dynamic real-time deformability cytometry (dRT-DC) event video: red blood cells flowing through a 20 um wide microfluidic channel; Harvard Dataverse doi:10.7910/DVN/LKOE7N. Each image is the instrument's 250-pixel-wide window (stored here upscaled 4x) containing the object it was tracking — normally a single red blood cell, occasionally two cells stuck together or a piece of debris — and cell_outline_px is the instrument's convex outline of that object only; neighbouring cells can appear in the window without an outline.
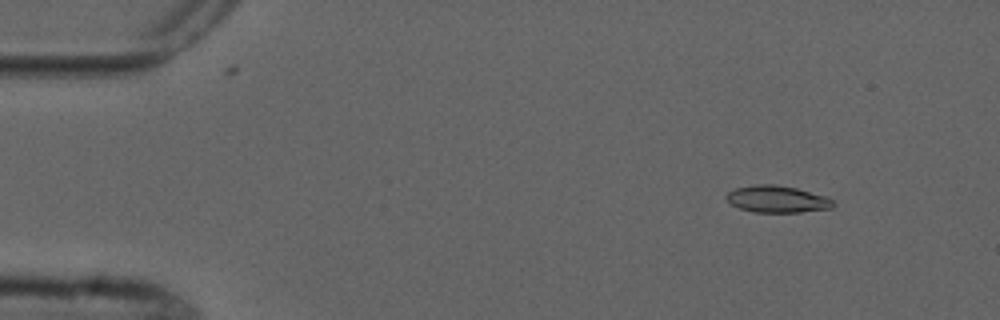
{"species": "common noctule bat (a hibernating species)", "species_latin": "Nyctalus noctula", "temperature_condition": "cold", "stored_images_in_passage": 5, "camera_frame_rate_fps": 3000, "um_per_image_px": 0.085, "animal": {"sex": "male", "forearm_length_mm": 52.5}, "frame": {"image": 1, "passage_image": 2, "time_ms": 1.333, "image_size_px": [1000, 320], "cell_outline_px": [[836, 204], [832, 208], [800, 212], [756, 212], [740, 208], [732, 204], [724, 196], [728, 192], [736, 188], [756, 184], [776, 184], [796, 188], [824, 196], [832, 200]], "centroid_in_image_um": [66.06, 16.92], "position_along_channel_um": 18.9, "area_um2": 16.59}}
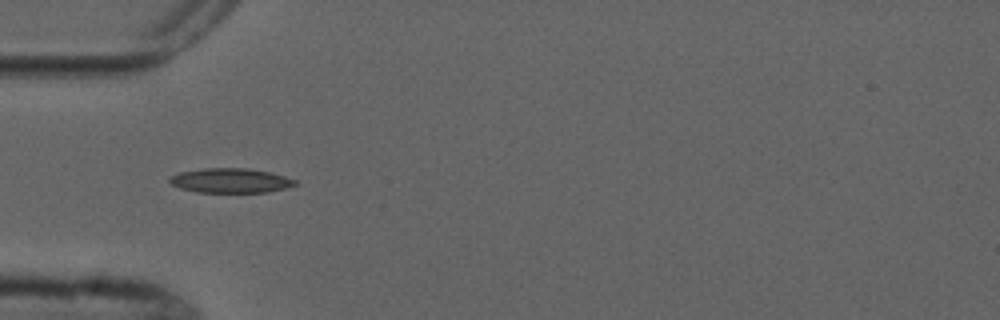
{"frame": {"image": 2, "passage_image": 5, "time_ms": 5.0, "image_size_px": [1000, 320], "cell_outline_px": [[300, 184], [268, 192], [196, 192], [180, 188], [172, 184], [168, 180], [172, 176], [180, 172], [204, 168], [248, 168], [268, 172], [284, 176], [296, 180]], "centroid_in_image_um": [19.61, 15.35], "position_along_channel_um": 65.4, "area_um2": 17.86}}